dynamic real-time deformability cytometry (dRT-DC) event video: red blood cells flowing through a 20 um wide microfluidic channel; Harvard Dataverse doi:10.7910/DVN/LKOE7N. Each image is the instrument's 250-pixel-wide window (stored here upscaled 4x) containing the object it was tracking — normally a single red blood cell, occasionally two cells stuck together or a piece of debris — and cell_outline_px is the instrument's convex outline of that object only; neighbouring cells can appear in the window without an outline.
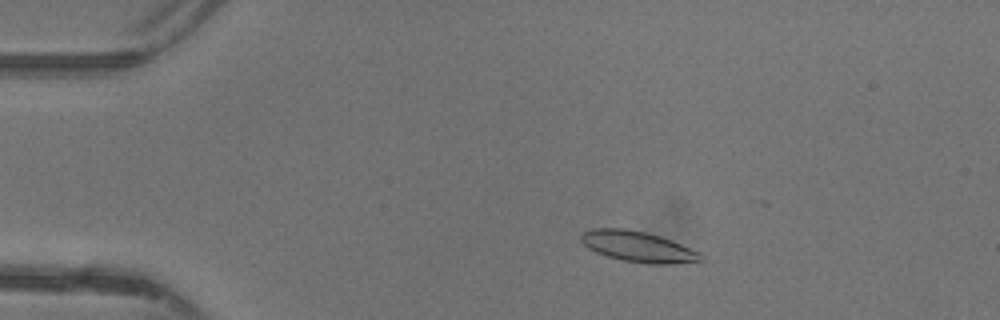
{"species": "common noctule bat (a hibernating species)", "species_latin": "Nyctalus noctula", "temperature_condition": "warm", "stored_images_in_passage": 22, "camera_frame_rate_fps": 3000, "um_per_image_px": 0.085, "animal": {"sex": "female"}, "frame": {"image": 1, "passage_image": 8, "time_ms": 2.333, "image_size_px": [1000, 320], "cell_outline_px": [[704, 260], [672, 264], [648, 264], [620, 260], [596, 252], [588, 248], [580, 240], [580, 236], [584, 232], [592, 228], [624, 228], [644, 232], [660, 236], [700, 252], [704, 256]], "centroid_in_image_um": [54.23, 20.97], "position_along_channel_um": 30.8, "area_um2": 21.39}}
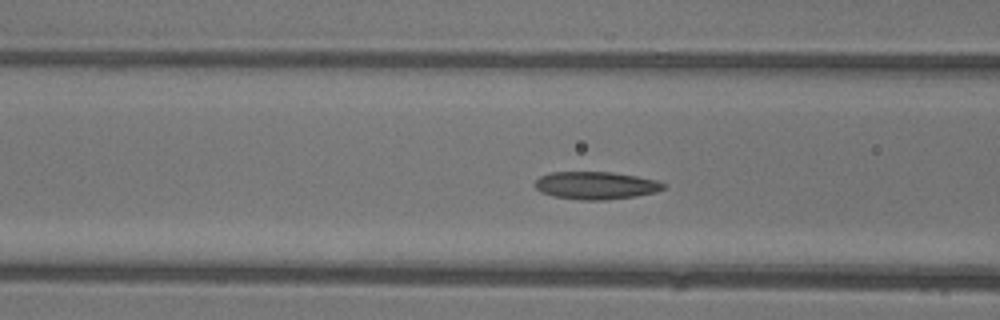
{"frame": {"image": 2, "passage_image": 18, "time_ms": 5.667, "image_size_px": [1000, 320], "cell_outline_px": [[668, 184], [664, 188], [656, 192], [636, 196], [608, 200], [580, 200], [552, 196], [540, 192], [532, 184], [540, 176], [552, 172], [612, 172], [636, 176], [656, 180]], "centroid_in_image_um": [50.64, 15.77], "position_along_channel_um": 116.0, "area_um2": 20.92}}
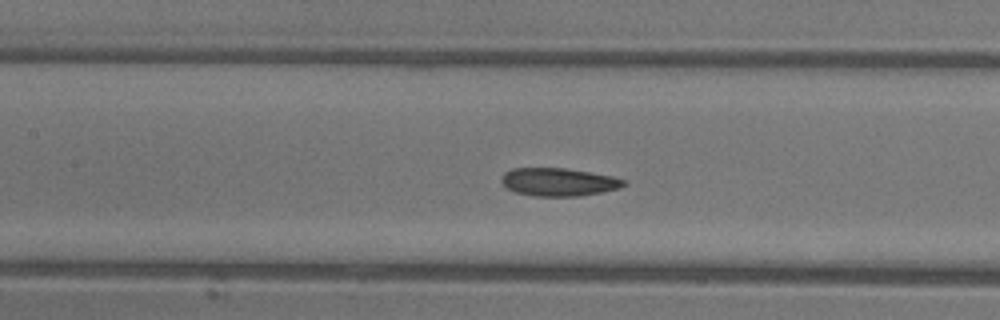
{"frame": {"image": 3, "passage_image": 21, "time_ms": 6.667, "image_size_px": [1000, 320], "cell_outline_px": [[628, 184], [620, 188], [580, 196], [532, 196], [516, 192], [508, 188], [500, 180], [500, 176], [504, 172], [512, 168], [564, 168], [612, 176], [624, 180]], "centroid_in_image_um": [47.46, 15.47], "position_along_channel_um": 159.9, "area_um2": 19.94}}